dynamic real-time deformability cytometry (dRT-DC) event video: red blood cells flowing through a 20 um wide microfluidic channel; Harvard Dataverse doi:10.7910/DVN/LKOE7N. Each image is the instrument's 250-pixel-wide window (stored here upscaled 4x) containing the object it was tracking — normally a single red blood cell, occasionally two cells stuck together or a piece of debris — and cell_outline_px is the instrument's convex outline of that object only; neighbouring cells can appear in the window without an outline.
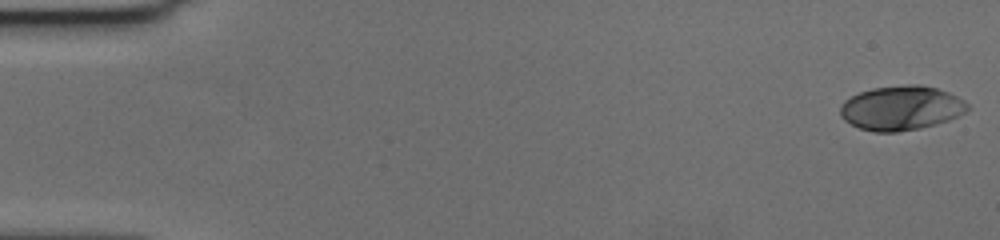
{"species": "human", "species_latin": "Homo sapiens", "temperature_condition": "cold", "stored_images_in_passage": 58, "camera_frame_rate_fps": 3000, "um_per_image_px": 0.085, "donor": {"sex": "female"}, "frame": {"image": 1, "passage_image": 1, "time_ms": 0.0, "image_size_px": [1000, 240], "cell_outline_px": [[972, 108], [948, 120], [936, 124], [920, 128], [896, 132], [872, 132], [860, 128], [844, 120], [840, 116], [840, 104], [844, 100], [860, 92], [872, 88], [904, 84], [920, 84], [936, 88], [948, 92], [964, 100]], "centroid_in_image_um": [76.59, 9.17], "position_along_channel_um": 8.4, "area_um2": 33.06}}
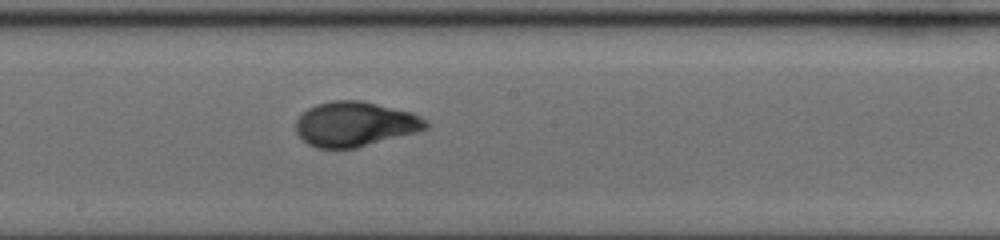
{"frame": {"image": 2, "passage_image": 32, "time_ms": 10.333, "image_size_px": [1000, 240], "cell_outline_px": [[428, 128], [416, 132], [356, 148], [316, 148], [308, 144], [296, 132], [296, 120], [308, 108], [316, 104], [332, 100], [360, 100], [412, 112], [428, 120]], "centroid_in_image_um": [30.18, 10.54], "position_along_channel_um": 218.0, "area_um2": 33.87}}
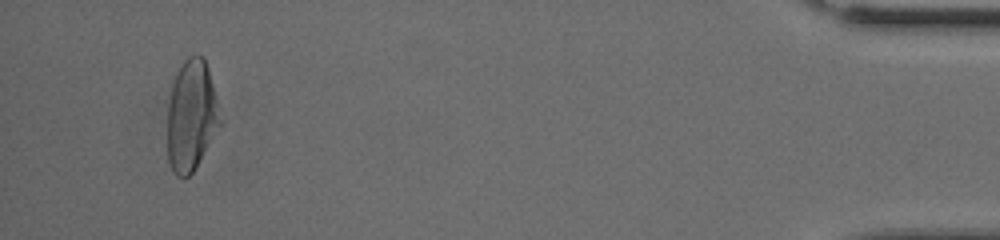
{"frame": {"image": 3, "passage_image": 55, "time_ms": 18.0, "image_size_px": [1000, 240], "cell_outline_px": [[224, 120], [192, 172], [188, 176], [176, 176], [172, 172], [168, 160], [168, 104], [172, 84], [176, 72], [180, 64], [188, 56], [196, 52], [204, 56], [208, 68]], "centroid_in_image_um": [16.29, 9.77], "position_along_channel_um": 418.9, "area_um2": 34.56}, "authors_computed_cell_mechanics": {"area_um2": 33.0616, "velocity_mm_per_s": 3.5781, "shape_relaxation_time_tau1_ms": 4.9936, "shape_relaxation_time_tau2_ms": 0.7318, "deformation_change_tau1": 0.2101, "deformation_change_tau2": 0.0478}}